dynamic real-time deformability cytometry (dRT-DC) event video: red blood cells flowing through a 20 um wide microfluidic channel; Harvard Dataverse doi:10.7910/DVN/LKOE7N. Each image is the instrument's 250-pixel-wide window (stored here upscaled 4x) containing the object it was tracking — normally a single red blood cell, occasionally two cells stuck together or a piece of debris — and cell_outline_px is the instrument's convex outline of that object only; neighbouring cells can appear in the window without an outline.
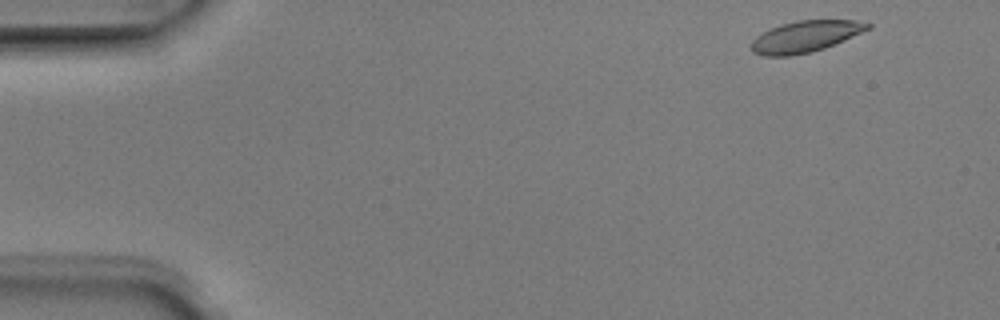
{"species": "Egyptian fruit bat (a non-hibernating species)", "species_latin": "Rousettus aegyptiacus", "temperature_condition": "room temperature", "stored_images_in_passage": 4, "camera_frame_rate_fps": 3000, "um_per_image_px": 0.085, "animal": {"sex": "male"}, "frame": {"image": 1, "passage_image": 1, "time_ms": 0.0, "image_size_px": [1000, 320], "cell_outline_px": [[872, 28], [844, 40], [824, 48], [812, 52], [788, 56], [764, 56], [752, 52], [752, 40], [756, 36], [780, 24], [796, 20], [856, 20], [872, 24]], "centroid_in_image_um": [68.47, 3.1], "position_along_channel_um": 16.5, "area_um2": 21.27}}
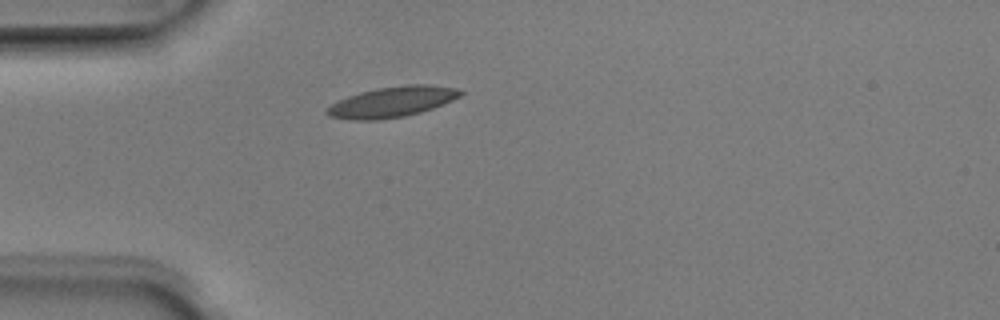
{"frame": {"image": 2, "passage_image": 4, "time_ms": 1.0, "image_size_px": [1000, 320], "cell_outline_px": [[464, 92], [460, 96], [452, 100], [432, 108], [420, 112], [404, 116], [376, 120], [352, 120], [328, 116], [324, 112], [324, 108], [348, 96], [360, 92], [380, 88], [408, 84], [428, 84], [456, 88]], "centroid_in_image_um": [33.3, 8.66], "position_along_channel_um": 51.7, "area_um2": 23.58}}